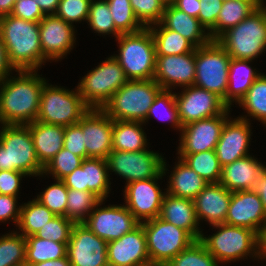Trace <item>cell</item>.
<instances>
[{
  "mask_svg": "<svg viewBox=\"0 0 266 266\" xmlns=\"http://www.w3.org/2000/svg\"><path fill=\"white\" fill-rule=\"evenodd\" d=\"M231 58L255 60L266 51V6L262 3L216 40Z\"/></svg>",
  "mask_w": 266,
  "mask_h": 266,
  "instance_id": "4",
  "label": "cell"
},
{
  "mask_svg": "<svg viewBox=\"0 0 266 266\" xmlns=\"http://www.w3.org/2000/svg\"><path fill=\"white\" fill-rule=\"evenodd\" d=\"M171 172L165 192L175 197L193 200L208 184L179 157Z\"/></svg>",
  "mask_w": 266,
  "mask_h": 266,
  "instance_id": "31",
  "label": "cell"
},
{
  "mask_svg": "<svg viewBox=\"0 0 266 266\" xmlns=\"http://www.w3.org/2000/svg\"><path fill=\"white\" fill-rule=\"evenodd\" d=\"M71 266H109L107 242L83 223H75L67 244Z\"/></svg>",
  "mask_w": 266,
  "mask_h": 266,
  "instance_id": "17",
  "label": "cell"
},
{
  "mask_svg": "<svg viewBox=\"0 0 266 266\" xmlns=\"http://www.w3.org/2000/svg\"><path fill=\"white\" fill-rule=\"evenodd\" d=\"M150 266H163L196 241L186 230L159 217L141 223Z\"/></svg>",
  "mask_w": 266,
  "mask_h": 266,
  "instance_id": "9",
  "label": "cell"
},
{
  "mask_svg": "<svg viewBox=\"0 0 266 266\" xmlns=\"http://www.w3.org/2000/svg\"><path fill=\"white\" fill-rule=\"evenodd\" d=\"M25 173L11 170H0V194L18 197L21 180Z\"/></svg>",
  "mask_w": 266,
  "mask_h": 266,
  "instance_id": "53",
  "label": "cell"
},
{
  "mask_svg": "<svg viewBox=\"0 0 266 266\" xmlns=\"http://www.w3.org/2000/svg\"><path fill=\"white\" fill-rule=\"evenodd\" d=\"M225 224L249 228L258 235L266 228V212L255 190L232 192Z\"/></svg>",
  "mask_w": 266,
  "mask_h": 266,
  "instance_id": "20",
  "label": "cell"
},
{
  "mask_svg": "<svg viewBox=\"0 0 266 266\" xmlns=\"http://www.w3.org/2000/svg\"><path fill=\"white\" fill-rule=\"evenodd\" d=\"M162 111V112H161ZM167 113H165V112ZM163 114V115H162ZM157 118L161 121H169L173 128L181 131L182 125L178 116V108L175 100V93L170 90H161L155 97L153 104L148 110L145 121L146 124L151 118Z\"/></svg>",
  "mask_w": 266,
  "mask_h": 266,
  "instance_id": "41",
  "label": "cell"
},
{
  "mask_svg": "<svg viewBox=\"0 0 266 266\" xmlns=\"http://www.w3.org/2000/svg\"><path fill=\"white\" fill-rule=\"evenodd\" d=\"M159 1H161L165 6H169L173 4L174 0H159Z\"/></svg>",
  "mask_w": 266,
  "mask_h": 266,
  "instance_id": "62",
  "label": "cell"
},
{
  "mask_svg": "<svg viewBox=\"0 0 266 266\" xmlns=\"http://www.w3.org/2000/svg\"><path fill=\"white\" fill-rule=\"evenodd\" d=\"M166 165L164 159L163 172L158 177L130 182L124 187L123 204L140 223L160 215L165 192H162L157 181L166 175L168 170Z\"/></svg>",
  "mask_w": 266,
  "mask_h": 266,
  "instance_id": "13",
  "label": "cell"
},
{
  "mask_svg": "<svg viewBox=\"0 0 266 266\" xmlns=\"http://www.w3.org/2000/svg\"><path fill=\"white\" fill-rule=\"evenodd\" d=\"M11 15L32 22H40L45 16L35 0H20L15 2Z\"/></svg>",
  "mask_w": 266,
  "mask_h": 266,
  "instance_id": "52",
  "label": "cell"
},
{
  "mask_svg": "<svg viewBox=\"0 0 266 266\" xmlns=\"http://www.w3.org/2000/svg\"><path fill=\"white\" fill-rule=\"evenodd\" d=\"M252 60L231 58L228 72V88L225 94V104L231 109L232 103L238 104L248 92L252 83L262 74L252 66ZM258 72V73H257Z\"/></svg>",
  "mask_w": 266,
  "mask_h": 266,
  "instance_id": "30",
  "label": "cell"
},
{
  "mask_svg": "<svg viewBox=\"0 0 266 266\" xmlns=\"http://www.w3.org/2000/svg\"><path fill=\"white\" fill-rule=\"evenodd\" d=\"M266 165L248 155L222 167L219 184L230 192L255 190Z\"/></svg>",
  "mask_w": 266,
  "mask_h": 266,
  "instance_id": "26",
  "label": "cell"
},
{
  "mask_svg": "<svg viewBox=\"0 0 266 266\" xmlns=\"http://www.w3.org/2000/svg\"><path fill=\"white\" fill-rule=\"evenodd\" d=\"M55 182L47 186L35 199L55 215L66 217L67 187L62 180L56 179Z\"/></svg>",
  "mask_w": 266,
  "mask_h": 266,
  "instance_id": "46",
  "label": "cell"
},
{
  "mask_svg": "<svg viewBox=\"0 0 266 266\" xmlns=\"http://www.w3.org/2000/svg\"><path fill=\"white\" fill-rule=\"evenodd\" d=\"M130 4L138 21L148 28L160 23L165 5L159 0H130Z\"/></svg>",
  "mask_w": 266,
  "mask_h": 266,
  "instance_id": "48",
  "label": "cell"
},
{
  "mask_svg": "<svg viewBox=\"0 0 266 266\" xmlns=\"http://www.w3.org/2000/svg\"><path fill=\"white\" fill-rule=\"evenodd\" d=\"M116 29L121 34L135 33L145 28L136 18L130 0H106Z\"/></svg>",
  "mask_w": 266,
  "mask_h": 266,
  "instance_id": "43",
  "label": "cell"
},
{
  "mask_svg": "<svg viewBox=\"0 0 266 266\" xmlns=\"http://www.w3.org/2000/svg\"><path fill=\"white\" fill-rule=\"evenodd\" d=\"M142 125L144 123L137 121L114 120L112 150L139 152L149 148Z\"/></svg>",
  "mask_w": 266,
  "mask_h": 266,
  "instance_id": "33",
  "label": "cell"
},
{
  "mask_svg": "<svg viewBox=\"0 0 266 266\" xmlns=\"http://www.w3.org/2000/svg\"><path fill=\"white\" fill-rule=\"evenodd\" d=\"M212 227L217 232L208 237L203 233L200 241L219 264L234 263L248 256L258 259L259 235L255 231L225 223Z\"/></svg>",
  "mask_w": 266,
  "mask_h": 266,
  "instance_id": "6",
  "label": "cell"
},
{
  "mask_svg": "<svg viewBox=\"0 0 266 266\" xmlns=\"http://www.w3.org/2000/svg\"><path fill=\"white\" fill-rule=\"evenodd\" d=\"M91 108L77 90L44 83L36 121L59 126L77 124Z\"/></svg>",
  "mask_w": 266,
  "mask_h": 266,
  "instance_id": "8",
  "label": "cell"
},
{
  "mask_svg": "<svg viewBox=\"0 0 266 266\" xmlns=\"http://www.w3.org/2000/svg\"><path fill=\"white\" fill-rule=\"evenodd\" d=\"M232 119L230 117L225 122L215 147L216 156L222 167L250 155L248 149L252 135L251 123L239 117Z\"/></svg>",
  "mask_w": 266,
  "mask_h": 266,
  "instance_id": "24",
  "label": "cell"
},
{
  "mask_svg": "<svg viewBox=\"0 0 266 266\" xmlns=\"http://www.w3.org/2000/svg\"><path fill=\"white\" fill-rule=\"evenodd\" d=\"M181 93H175L180 123L199 121L225 113L229 107L217 94L196 85L182 88Z\"/></svg>",
  "mask_w": 266,
  "mask_h": 266,
  "instance_id": "15",
  "label": "cell"
},
{
  "mask_svg": "<svg viewBox=\"0 0 266 266\" xmlns=\"http://www.w3.org/2000/svg\"><path fill=\"white\" fill-rule=\"evenodd\" d=\"M230 55L216 41L195 49L194 85L217 94L225 103Z\"/></svg>",
  "mask_w": 266,
  "mask_h": 266,
  "instance_id": "11",
  "label": "cell"
},
{
  "mask_svg": "<svg viewBox=\"0 0 266 266\" xmlns=\"http://www.w3.org/2000/svg\"><path fill=\"white\" fill-rule=\"evenodd\" d=\"M26 238L25 264L31 266L47 260H57L66 256L67 244L58 243L30 235Z\"/></svg>",
  "mask_w": 266,
  "mask_h": 266,
  "instance_id": "35",
  "label": "cell"
},
{
  "mask_svg": "<svg viewBox=\"0 0 266 266\" xmlns=\"http://www.w3.org/2000/svg\"><path fill=\"white\" fill-rule=\"evenodd\" d=\"M39 162L45 167L63 148L65 127L34 121L27 124Z\"/></svg>",
  "mask_w": 266,
  "mask_h": 266,
  "instance_id": "29",
  "label": "cell"
},
{
  "mask_svg": "<svg viewBox=\"0 0 266 266\" xmlns=\"http://www.w3.org/2000/svg\"><path fill=\"white\" fill-rule=\"evenodd\" d=\"M195 50L181 55L156 56L154 80L162 90L194 85ZM175 87V88H174Z\"/></svg>",
  "mask_w": 266,
  "mask_h": 266,
  "instance_id": "22",
  "label": "cell"
},
{
  "mask_svg": "<svg viewBox=\"0 0 266 266\" xmlns=\"http://www.w3.org/2000/svg\"><path fill=\"white\" fill-rule=\"evenodd\" d=\"M162 90L154 79L128 80L102 110L113 120L144 122L154 102Z\"/></svg>",
  "mask_w": 266,
  "mask_h": 266,
  "instance_id": "7",
  "label": "cell"
},
{
  "mask_svg": "<svg viewBox=\"0 0 266 266\" xmlns=\"http://www.w3.org/2000/svg\"><path fill=\"white\" fill-rule=\"evenodd\" d=\"M106 162L109 173L114 172L128 184L158 177L163 172L164 157L149 149L139 152L112 150Z\"/></svg>",
  "mask_w": 266,
  "mask_h": 266,
  "instance_id": "12",
  "label": "cell"
},
{
  "mask_svg": "<svg viewBox=\"0 0 266 266\" xmlns=\"http://www.w3.org/2000/svg\"><path fill=\"white\" fill-rule=\"evenodd\" d=\"M255 191L257 192V194L261 198L262 203H263V207H264L265 212H266V167L258 179Z\"/></svg>",
  "mask_w": 266,
  "mask_h": 266,
  "instance_id": "58",
  "label": "cell"
},
{
  "mask_svg": "<svg viewBox=\"0 0 266 266\" xmlns=\"http://www.w3.org/2000/svg\"><path fill=\"white\" fill-rule=\"evenodd\" d=\"M199 2L200 11L198 14V20L209 33L216 26L217 18L222 8L223 1L199 0Z\"/></svg>",
  "mask_w": 266,
  "mask_h": 266,
  "instance_id": "51",
  "label": "cell"
},
{
  "mask_svg": "<svg viewBox=\"0 0 266 266\" xmlns=\"http://www.w3.org/2000/svg\"><path fill=\"white\" fill-rule=\"evenodd\" d=\"M110 179L106 159L87 158L62 181L67 189L91 191L101 200H106L111 191Z\"/></svg>",
  "mask_w": 266,
  "mask_h": 266,
  "instance_id": "21",
  "label": "cell"
},
{
  "mask_svg": "<svg viewBox=\"0 0 266 266\" xmlns=\"http://www.w3.org/2000/svg\"><path fill=\"white\" fill-rule=\"evenodd\" d=\"M0 35L6 46L9 62L16 71H38L46 63L40 44L39 22L5 15L0 17Z\"/></svg>",
  "mask_w": 266,
  "mask_h": 266,
  "instance_id": "2",
  "label": "cell"
},
{
  "mask_svg": "<svg viewBox=\"0 0 266 266\" xmlns=\"http://www.w3.org/2000/svg\"><path fill=\"white\" fill-rule=\"evenodd\" d=\"M128 80L119 62L111 55L81 78L77 90L90 108L102 109Z\"/></svg>",
  "mask_w": 266,
  "mask_h": 266,
  "instance_id": "10",
  "label": "cell"
},
{
  "mask_svg": "<svg viewBox=\"0 0 266 266\" xmlns=\"http://www.w3.org/2000/svg\"><path fill=\"white\" fill-rule=\"evenodd\" d=\"M114 120L102 109L91 108L77 123L82 128L87 158H103L112 151Z\"/></svg>",
  "mask_w": 266,
  "mask_h": 266,
  "instance_id": "18",
  "label": "cell"
},
{
  "mask_svg": "<svg viewBox=\"0 0 266 266\" xmlns=\"http://www.w3.org/2000/svg\"><path fill=\"white\" fill-rule=\"evenodd\" d=\"M83 158L62 148L44 167L43 175L50 174L54 179L62 180L81 166Z\"/></svg>",
  "mask_w": 266,
  "mask_h": 266,
  "instance_id": "45",
  "label": "cell"
},
{
  "mask_svg": "<svg viewBox=\"0 0 266 266\" xmlns=\"http://www.w3.org/2000/svg\"><path fill=\"white\" fill-rule=\"evenodd\" d=\"M107 257L109 266H150L142 224L119 239L108 242Z\"/></svg>",
  "mask_w": 266,
  "mask_h": 266,
  "instance_id": "23",
  "label": "cell"
},
{
  "mask_svg": "<svg viewBox=\"0 0 266 266\" xmlns=\"http://www.w3.org/2000/svg\"><path fill=\"white\" fill-rule=\"evenodd\" d=\"M13 70L16 72L14 67L9 62L6 46L0 35V82L5 80Z\"/></svg>",
  "mask_w": 266,
  "mask_h": 266,
  "instance_id": "55",
  "label": "cell"
},
{
  "mask_svg": "<svg viewBox=\"0 0 266 266\" xmlns=\"http://www.w3.org/2000/svg\"><path fill=\"white\" fill-rule=\"evenodd\" d=\"M2 126V127H1ZM0 170L25 173L27 177L43 176L33 138L27 125H1Z\"/></svg>",
  "mask_w": 266,
  "mask_h": 266,
  "instance_id": "3",
  "label": "cell"
},
{
  "mask_svg": "<svg viewBox=\"0 0 266 266\" xmlns=\"http://www.w3.org/2000/svg\"><path fill=\"white\" fill-rule=\"evenodd\" d=\"M74 224L67 217L56 215L34 235L38 238L49 239L58 243H69Z\"/></svg>",
  "mask_w": 266,
  "mask_h": 266,
  "instance_id": "47",
  "label": "cell"
},
{
  "mask_svg": "<svg viewBox=\"0 0 266 266\" xmlns=\"http://www.w3.org/2000/svg\"><path fill=\"white\" fill-rule=\"evenodd\" d=\"M163 266H219V263L204 244L196 240Z\"/></svg>",
  "mask_w": 266,
  "mask_h": 266,
  "instance_id": "44",
  "label": "cell"
},
{
  "mask_svg": "<svg viewBox=\"0 0 266 266\" xmlns=\"http://www.w3.org/2000/svg\"><path fill=\"white\" fill-rule=\"evenodd\" d=\"M88 25L100 35H114L117 38L121 33L116 29L112 18L109 5L106 0H91L89 14L87 19Z\"/></svg>",
  "mask_w": 266,
  "mask_h": 266,
  "instance_id": "42",
  "label": "cell"
},
{
  "mask_svg": "<svg viewBox=\"0 0 266 266\" xmlns=\"http://www.w3.org/2000/svg\"><path fill=\"white\" fill-rule=\"evenodd\" d=\"M103 202L105 200L95 206L83 224L107 243L119 239L140 224L125 205L100 207Z\"/></svg>",
  "mask_w": 266,
  "mask_h": 266,
  "instance_id": "14",
  "label": "cell"
},
{
  "mask_svg": "<svg viewBox=\"0 0 266 266\" xmlns=\"http://www.w3.org/2000/svg\"><path fill=\"white\" fill-rule=\"evenodd\" d=\"M55 216L53 212L37 199L21 204L20 219L17 225L18 230H20L18 233L24 237L34 235Z\"/></svg>",
  "mask_w": 266,
  "mask_h": 266,
  "instance_id": "37",
  "label": "cell"
},
{
  "mask_svg": "<svg viewBox=\"0 0 266 266\" xmlns=\"http://www.w3.org/2000/svg\"><path fill=\"white\" fill-rule=\"evenodd\" d=\"M26 260V238L16 231L0 236V266H21Z\"/></svg>",
  "mask_w": 266,
  "mask_h": 266,
  "instance_id": "40",
  "label": "cell"
},
{
  "mask_svg": "<svg viewBox=\"0 0 266 266\" xmlns=\"http://www.w3.org/2000/svg\"><path fill=\"white\" fill-rule=\"evenodd\" d=\"M63 148L86 159V147L82 128L78 124L65 127Z\"/></svg>",
  "mask_w": 266,
  "mask_h": 266,
  "instance_id": "50",
  "label": "cell"
},
{
  "mask_svg": "<svg viewBox=\"0 0 266 266\" xmlns=\"http://www.w3.org/2000/svg\"><path fill=\"white\" fill-rule=\"evenodd\" d=\"M238 105L248 114L246 116H238L239 118L250 122L249 117H252L262 122L266 127V74L262 73L252 83V86Z\"/></svg>",
  "mask_w": 266,
  "mask_h": 266,
  "instance_id": "36",
  "label": "cell"
},
{
  "mask_svg": "<svg viewBox=\"0 0 266 266\" xmlns=\"http://www.w3.org/2000/svg\"><path fill=\"white\" fill-rule=\"evenodd\" d=\"M0 82V125H27L36 121L46 79L37 70H18ZM42 76V77H40Z\"/></svg>",
  "mask_w": 266,
  "mask_h": 266,
  "instance_id": "1",
  "label": "cell"
},
{
  "mask_svg": "<svg viewBox=\"0 0 266 266\" xmlns=\"http://www.w3.org/2000/svg\"><path fill=\"white\" fill-rule=\"evenodd\" d=\"M172 5L191 17L198 18L200 11L199 0H174Z\"/></svg>",
  "mask_w": 266,
  "mask_h": 266,
  "instance_id": "56",
  "label": "cell"
},
{
  "mask_svg": "<svg viewBox=\"0 0 266 266\" xmlns=\"http://www.w3.org/2000/svg\"><path fill=\"white\" fill-rule=\"evenodd\" d=\"M91 0H60L55 15L68 24L88 19Z\"/></svg>",
  "mask_w": 266,
  "mask_h": 266,
  "instance_id": "49",
  "label": "cell"
},
{
  "mask_svg": "<svg viewBox=\"0 0 266 266\" xmlns=\"http://www.w3.org/2000/svg\"><path fill=\"white\" fill-rule=\"evenodd\" d=\"M231 196L223 185L208 183L193 199L199 224L203 220L210 226L225 223Z\"/></svg>",
  "mask_w": 266,
  "mask_h": 266,
  "instance_id": "25",
  "label": "cell"
},
{
  "mask_svg": "<svg viewBox=\"0 0 266 266\" xmlns=\"http://www.w3.org/2000/svg\"><path fill=\"white\" fill-rule=\"evenodd\" d=\"M119 52L113 55L129 80H149L155 75L156 47L149 28L116 38Z\"/></svg>",
  "mask_w": 266,
  "mask_h": 266,
  "instance_id": "5",
  "label": "cell"
},
{
  "mask_svg": "<svg viewBox=\"0 0 266 266\" xmlns=\"http://www.w3.org/2000/svg\"><path fill=\"white\" fill-rule=\"evenodd\" d=\"M178 156L207 183H219L222 166L215 150L194 154H178Z\"/></svg>",
  "mask_w": 266,
  "mask_h": 266,
  "instance_id": "38",
  "label": "cell"
},
{
  "mask_svg": "<svg viewBox=\"0 0 266 266\" xmlns=\"http://www.w3.org/2000/svg\"><path fill=\"white\" fill-rule=\"evenodd\" d=\"M44 15H55L60 0H35Z\"/></svg>",
  "mask_w": 266,
  "mask_h": 266,
  "instance_id": "57",
  "label": "cell"
},
{
  "mask_svg": "<svg viewBox=\"0 0 266 266\" xmlns=\"http://www.w3.org/2000/svg\"><path fill=\"white\" fill-rule=\"evenodd\" d=\"M159 218L183 230H186L195 240H200L203 234L194 206V201L165 193Z\"/></svg>",
  "mask_w": 266,
  "mask_h": 266,
  "instance_id": "27",
  "label": "cell"
},
{
  "mask_svg": "<svg viewBox=\"0 0 266 266\" xmlns=\"http://www.w3.org/2000/svg\"><path fill=\"white\" fill-rule=\"evenodd\" d=\"M153 35L156 56L181 55L193 52L196 47L178 32L165 28L161 23L148 27Z\"/></svg>",
  "mask_w": 266,
  "mask_h": 266,
  "instance_id": "34",
  "label": "cell"
},
{
  "mask_svg": "<svg viewBox=\"0 0 266 266\" xmlns=\"http://www.w3.org/2000/svg\"><path fill=\"white\" fill-rule=\"evenodd\" d=\"M266 260V228L259 234L258 260Z\"/></svg>",
  "mask_w": 266,
  "mask_h": 266,
  "instance_id": "60",
  "label": "cell"
},
{
  "mask_svg": "<svg viewBox=\"0 0 266 266\" xmlns=\"http://www.w3.org/2000/svg\"><path fill=\"white\" fill-rule=\"evenodd\" d=\"M31 266H71V263L66 255L65 257H62L57 260H47L44 262L33 264Z\"/></svg>",
  "mask_w": 266,
  "mask_h": 266,
  "instance_id": "59",
  "label": "cell"
},
{
  "mask_svg": "<svg viewBox=\"0 0 266 266\" xmlns=\"http://www.w3.org/2000/svg\"><path fill=\"white\" fill-rule=\"evenodd\" d=\"M14 4L15 0H0V17L11 14Z\"/></svg>",
  "mask_w": 266,
  "mask_h": 266,
  "instance_id": "61",
  "label": "cell"
},
{
  "mask_svg": "<svg viewBox=\"0 0 266 266\" xmlns=\"http://www.w3.org/2000/svg\"><path fill=\"white\" fill-rule=\"evenodd\" d=\"M74 27L56 15H45L40 20V44L46 61L56 62L70 53L76 42Z\"/></svg>",
  "mask_w": 266,
  "mask_h": 266,
  "instance_id": "19",
  "label": "cell"
},
{
  "mask_svg": "<svg viewBox=\"0 0 266 266\" xmlns=\"http://www.w3.org/2000/svg\"><path fill=\"white\" fill-rule=\"evenodd\" d=\"M262 4L261 0L224 1L216 26L209 32L211 40H217L228 29L235 27Z\"/></svg>",
  "mask_w": 266,
  "mask_h": 266,
  "instance_id": "32",
  "label": "cell"
},
{
  "mask_svg": "<svg viewBox=\"0 0 266 266\" xmlns=\"http://www.w3.org/2000/svg\"><path fill=\"white\" fill-rule=\"evenodd\" d=\"M100 201L91 191L67 189L66 217L74 223H83Z\"/></svg>",
  "mask_w": 266,
  "mask_h": 266,
  "instance_id": "39",
  "label": "cell"
},
{
  "mask_svg": "<svg viewBox=\"0 0 266 266\" xmlns=\"http://www.w3.org/2000/svg\"><path fill=\"white\" fill-rule=\"evenodd\" d=\"M160 23L165 28L178 32L196 48L204 46L211 41L209 33L201 25L198 18L191 17L175 8L172 4L165 6Z\"/></svg>",
  "mask_w": 266,
  "mask_h": 266,
  "instance_id": "28",
  "label": "cell"
},
{
  "mask_svg": "<svg viewBox=\"0 0 266 266\" xmlns=\"http://www.w3.org/2000/svg\"><path fill=\"white\" fill-rule=\"evenodd\" d=\"M17 198L15 196L0 194V222L4 223L8 220L12 222L13 220V223L17 227L21 212V205H17Z\"/></svg>",
  "mask_w": 266,
  "mask_h": 266,
  "instance_id": "54",
  "label": "cell"
},
{
  "mask_svg": "<svg viewBox=\"0 0 266 266\" xmlns=\"http://www.w3.org/2000/svg\"><path fill=\"white\" fill-rule=\"evenodd\" d=\"M230 108L223 114L186 124L181 129L178 154H194L215 150Z\"/></svg>",
  "mask_w": 266,
  "mask_h": 266,
  "instance_id": "16",
  "label": "cell"
}]
</instances>
